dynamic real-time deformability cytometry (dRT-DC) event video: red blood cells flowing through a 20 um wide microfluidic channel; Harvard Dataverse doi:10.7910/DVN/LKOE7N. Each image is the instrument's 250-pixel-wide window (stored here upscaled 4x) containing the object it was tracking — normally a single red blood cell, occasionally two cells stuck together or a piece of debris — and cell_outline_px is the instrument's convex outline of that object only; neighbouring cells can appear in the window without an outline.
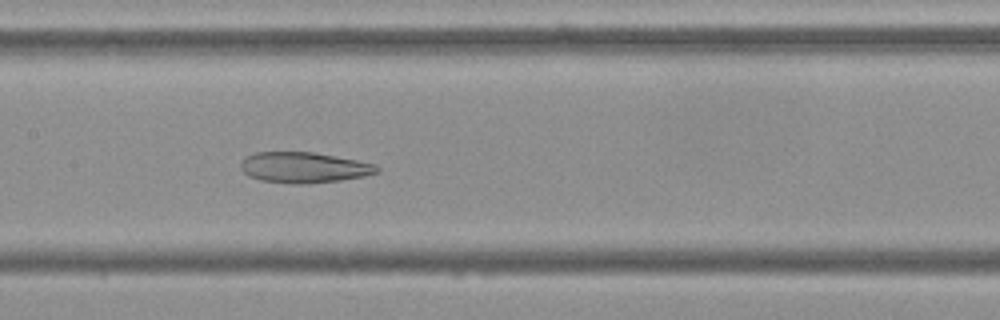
{"species": "Egyptian fruit bat (a non-hibernating species)", "species_latin": "Rousettus aegyptiacus", "temperature_condition": "cold", "stored_images_in_passage": 54, "camera_frame_rate_fps": 3000, "um_per_image_px": 0.085, "frame": {"image": 1, "passage_image": 26, "time_ms": 8.333, "image_size_px": [1000, 320], "cell_outline_px": [[380, 172], [364, 176], [340, 180], [300, 184], [296, 184], [260, 180], [248, 176], [240, 168], [240, 164], [244, 156], [256, 152], [312, 152], [356, 160], [376, 164], [380, 168]], "centroid_in_image_um": [25.81, 14.23], "position_along_channel_um": 181.6, "area_um2": 24.33}}
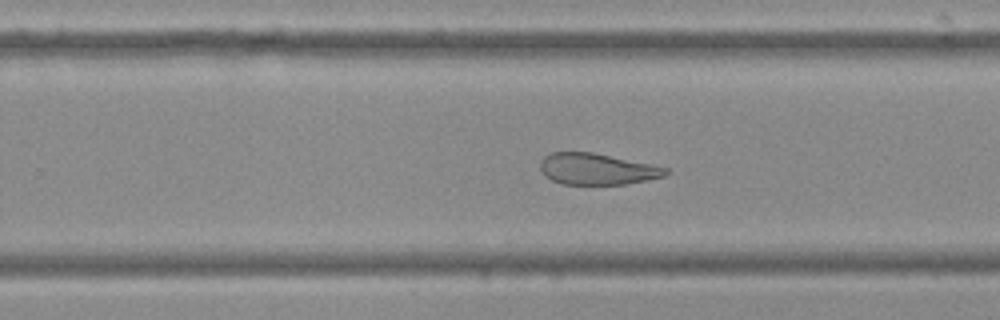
{"frame": {"image": 2, "passage_image": 34, "time_ms": 11.0, "image_size_px": [1000, 320], "cell_outline_px": [[668, 172], [664, 176], [624, 184], [560, 184], [552, 180], [540, 168], [540, 160], [544, 156], [552, 152], [592, 152], [652, 164], [668, 168]], "centroid_in_image_um": [50.73, 14.36], "position_along_channel_um": 279.1, "area_um2": 22.66}}
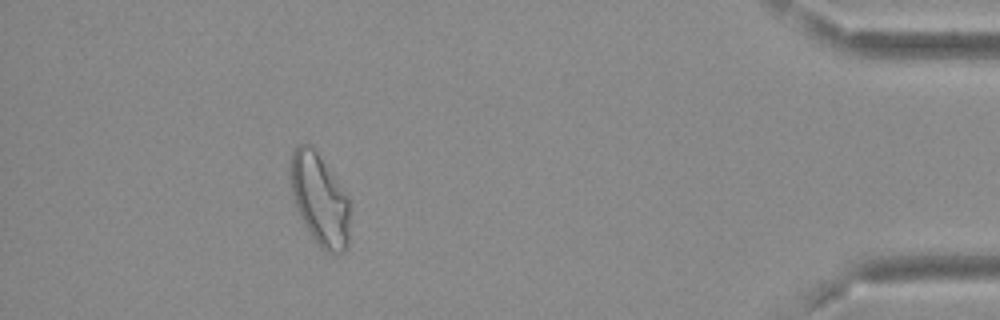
{"frame": {"image": 3, "passage_image": 49, "time_ms": 16.0, "image_size_px": [1000, 320], "cell_outline_px": [[348, 248], [344, 252], [328, 252], [312, 236], [304, 224], [296, 208], [292, 192], [288, 172], [292, 152], [296, 144], [308, 140], [312, 144], [348, 196]], "centroid_in_image_um": [27.13, 16.85], "position_along_channel_um": 408.1, "area_um2": 31.79}}